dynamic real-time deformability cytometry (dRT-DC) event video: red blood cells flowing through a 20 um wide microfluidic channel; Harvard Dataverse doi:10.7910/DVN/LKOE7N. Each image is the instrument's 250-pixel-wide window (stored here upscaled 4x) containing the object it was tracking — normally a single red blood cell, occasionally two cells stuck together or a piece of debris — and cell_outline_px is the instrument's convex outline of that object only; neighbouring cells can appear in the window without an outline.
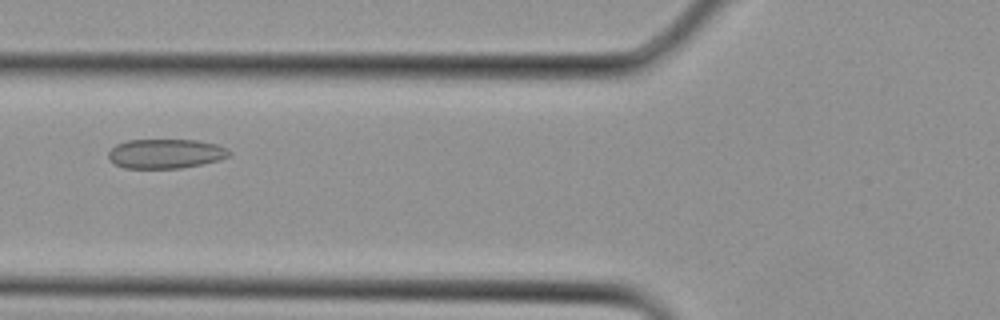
{"species": "Egyptian fruit bat (a non-hibernating species)", "species_latin": "Rousettus aegyptiacus", "temperature_condition": "cold", "stored_images_in_passage": 26, "camera_frame_rate_fps": 3000, "um_per_image_px": 0.085, "animal": {"sex": "female"}, "frame": {"image": 1, "passage_image": 7, "time_ms": 2.0, "image_size_px": [1000, 320], "cell_outline_px": [[232, 156], [220, 160], [180, 168], [124, 168], [108, 160], [108, 152], [116, 144], [128, 140], [196, 140], [216, 144], [228, 148], [232, 152]], "centroid_in_image_um": [14.1, 13.06], "position_along_channel_um": 111.7, "area_um2": 20.87}}
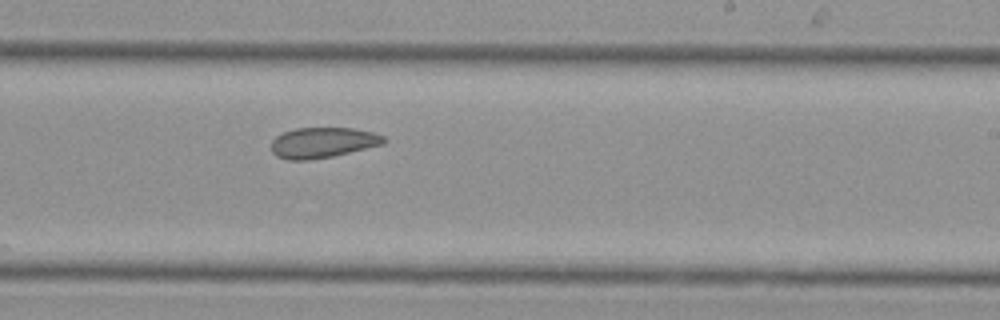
{"frame": {"image": 2, "passage_image": 14, "time_ms": 4.333, "image_size_px": [1000, 320], "cell_outline_px": [[388, 140], [384, 144], [332, 156], [308, 160], [288, 160], [276, 156], [272, 152], [272, 140], [276, 136], [284, 132], [296, 128], [352, 128], [372, 132], [384, 136]], "centroid_in_image_um": [27.44, 12.12], "position_along_channel_um": 261.6, "area_um2": 19.94}}
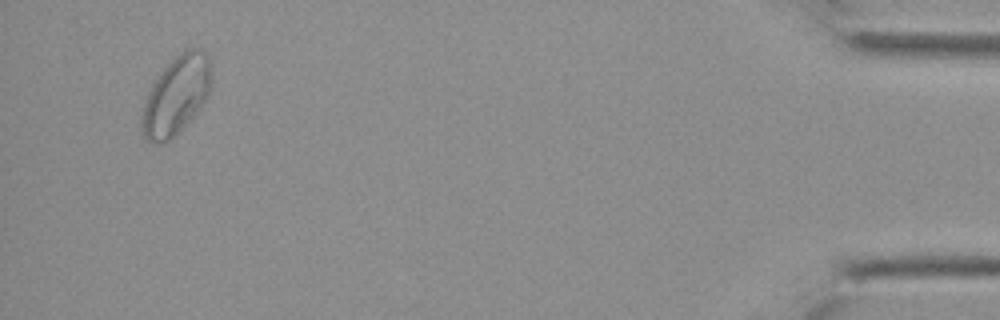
{"frame": {"image": 3, "passage_image": 25, "time_ms": 8.0, "image_size_px": [1000, 320], "cell_outline_px": [[212, 88], [208, 96], [200, 108], [168, 140], [160, 144], [152, 144], [144, 136], [140, 128], [140, 116], [148, 92], [152, 84], [160, 72], [180, 52], [188, 48], [200, 48], [208, 56], [212, 64]], "centroid_in_image_um": [14.99, 8.08], "position_along_channel_um": 420.2, "area_um2": 31.85}}